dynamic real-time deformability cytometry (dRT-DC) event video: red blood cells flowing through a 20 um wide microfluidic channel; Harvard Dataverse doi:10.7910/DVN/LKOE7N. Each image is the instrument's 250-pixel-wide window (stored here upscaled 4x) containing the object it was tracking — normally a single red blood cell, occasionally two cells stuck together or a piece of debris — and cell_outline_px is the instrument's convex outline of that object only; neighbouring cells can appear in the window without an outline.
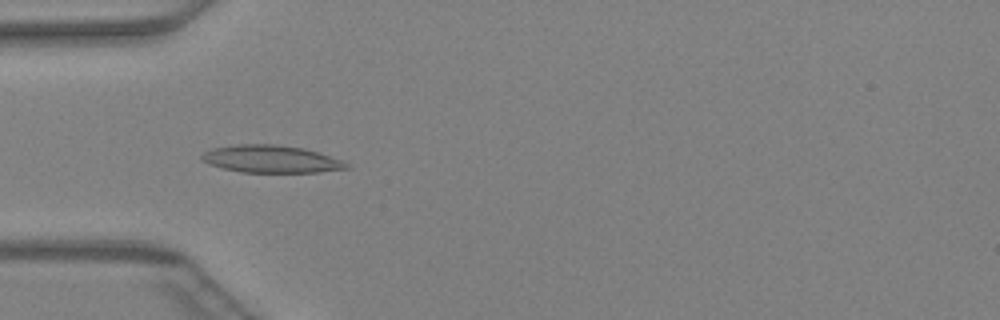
{"species": "Egyptian fruit bat (a non-hibernating species)", "species_latin": "Rousettus aegyptiacus", "temperature_condition": "warm", "stored_images_in_passage": 47, "camera_frame_rate_fps": 3000, "um_per_image_px": 0.085, "animal": {"sex": "female"}, "frame": {"image": 1, "passage_image": 15, "time_ms": 4.667, "image_size_px": [1000, 320], "cell_outline_px": [[352, 168], [320, 172], [240, 172], [208, 164], [200, 160], [200, 156], [204, 152], [212, 148], [240, 144], [272, 144], [304, 148], [340, 160], [348, 164]], "centroid_in_image_um": [23.0, 13.52], "position_along_channel_um": 62.0, "area_um2": 23.0}}
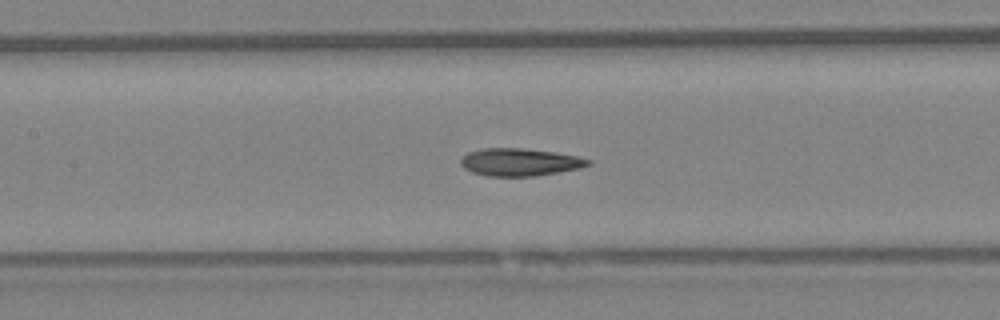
{"frame": {"image": 2, "passage_image": 22, "time_ms": 7.0, "image_size_px": [1000, 320], "cell_outline_px": [[592, 164], [580, 168], [536, 176], [488, 176], [472, 172], [464, 168], [460, 164], [460, 160], [468, 152], [484, 148], [520, 148], [552, 152], [576, 156], [592, 160]], "centroid_in_image_um": [44.18, 13.78], "position_along_channel_um": 163.2, "area_um2": 20.35}}
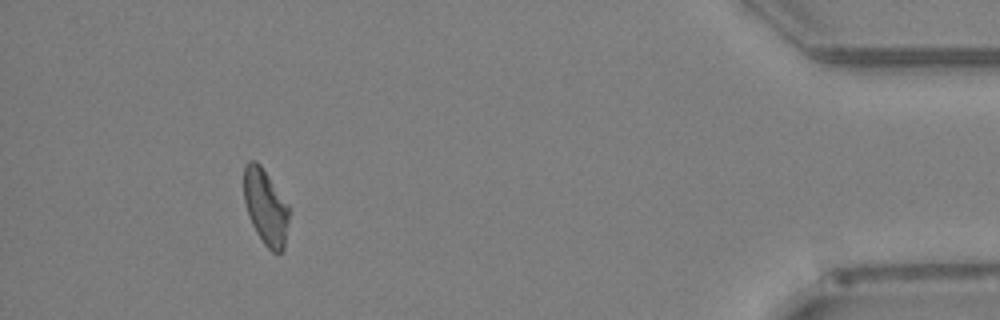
{"frame": {"image": 3, "passage_image": 43, "time_ms": 14.0, "image_size_px": [1000, 320], "cell_outline_px": [[288, 220], [284, 248], [280, 252], [272, 252], [264, 244], [256, 232], [248, 216], [244, 200], [244, 164], [248, 160], [256, 160], [260, 164], [288, 204]], "centroid_in_image_um": [22.55, 17.57], "position_along_channel_um": 412.6, "area_um2": 19.77}}